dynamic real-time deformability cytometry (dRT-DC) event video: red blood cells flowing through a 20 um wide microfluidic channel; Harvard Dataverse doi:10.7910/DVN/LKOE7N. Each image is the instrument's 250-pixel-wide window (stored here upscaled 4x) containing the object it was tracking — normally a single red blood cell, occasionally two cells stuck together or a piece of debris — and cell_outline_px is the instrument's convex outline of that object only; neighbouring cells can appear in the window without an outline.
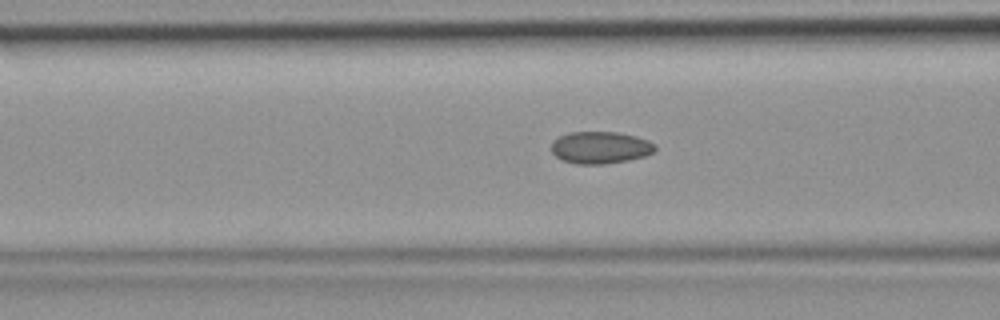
{"species": "common noctule bat (a hibernating species)", "species_latin": "Nyctalus noctula", "temperature_condition": "room temperature", "stored_images_in_passage": 31, "camera_frame_rate_fps": 3000, "um_per_image_px": 0.085, "animal": {"sex": "female", "body_mass_g": 19.9}, "frame": {"image": 1, "passage_image": 4, "time_ms": 1.0, "image_size_px": [1000, 320], "cell_outline_px": [[656, 148], [652, 152], [644, 156], [628, 160], [604, 164], [576, 164], [564, 160], [556, 156], [552, 152], [552, 140], [568, 132], [616, 132], [636, 136], [648, 140], [656, 144]], "centroid_in_image_um": [51.02, 12.53], "position_along_channel_um": 115.6, "area_um2": 19.36}}
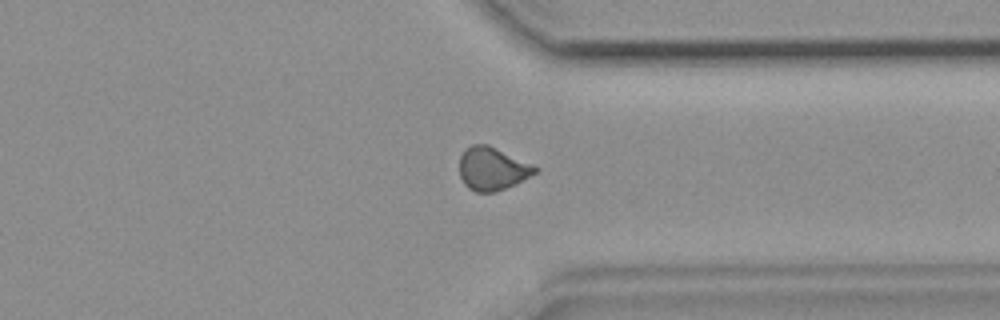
{"frame": {"image": 2, "passage_image": 21, "time_ms": 6.667, "image_size_px": [1000, 320], "cell_outline_px": [[540, 168], [536, 172], [516, 184], [496, 192], [476, 192], [468, 188], [464, 184], [460, 176], [460, 156], [464, 148], [472, 144], [488, 144], [532, 164]], "centroid_in_image_um": [41.83, 14.33], "position_along_channel_um": 369.6, "area_um2": 19.07}}
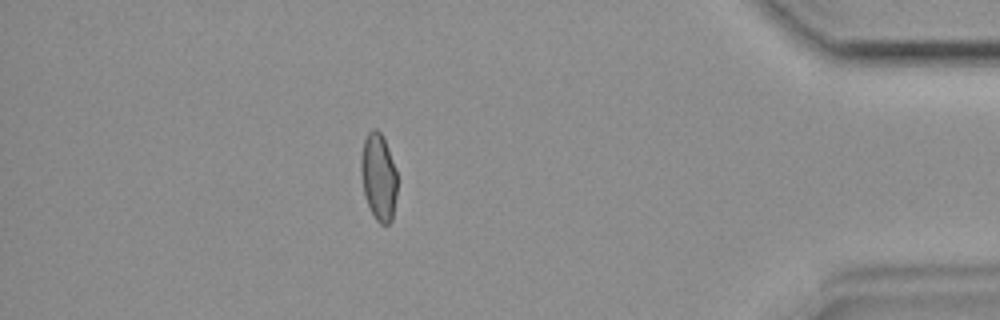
{"frame": {"image": 3, "passage_image": 26, "time_ms": 8.333, "image_size_px": [1000, 320], "cell_outline_px": [[396, 196], [392, 220], [388, 224], [380, 224], [376, 220], [368, 204], [364, 192], [360, 172], [360, 156], [364, 140], [368, 132], [372, 128], [376, 128], [384, 136], [396, 172]], "centroid_in_image_um": [32.16, 15.0], "position_along_channel_um": 403.0, "area_um2": 18.38}}